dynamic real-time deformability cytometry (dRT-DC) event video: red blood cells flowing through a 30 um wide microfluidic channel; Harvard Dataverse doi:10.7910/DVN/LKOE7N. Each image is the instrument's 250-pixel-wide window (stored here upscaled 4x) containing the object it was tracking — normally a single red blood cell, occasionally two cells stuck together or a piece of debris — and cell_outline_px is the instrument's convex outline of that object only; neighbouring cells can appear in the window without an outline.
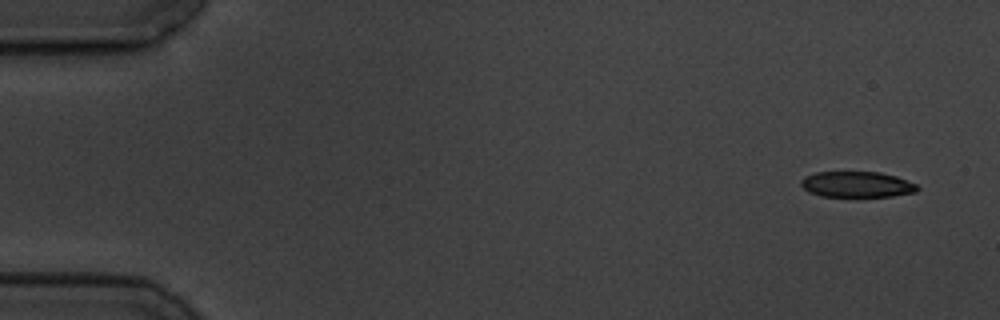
{"species": "common noctule bat (a hibernating species)", "species_latin": "Nyctalus noctula", "temperature_condition": "cold", "stored_images_in_passage": 4, "camera_frame_rate_fps": 3000, "um_per_image_px": 0.085, "animal": {"sex": "male", "body_mass_g": 19.5, "forearm_length_mm": 54.6}, "frame": {"image": 1, "passage_image": 1, "time_ms": 0.0, "image_size_px": [1000, 320], "cell_outline_px": [[920, 188], [916, 192], [892, 196], [820, 196], [808, 192], [800, 184], [800, 180], [804, 176], [816, 172], [880, 172], [896, 176], [916, 184]], "centroid_in_image_um": [72.81, 15.67], "position_along_channel_um": 12.2, "area_um2": 17.51}}
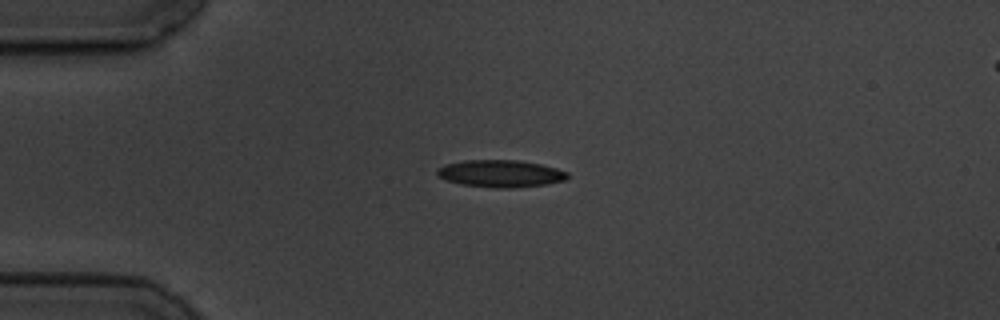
{"frame": {"image": 2, "passage_image": 4, "time_ms": 3.667, "image_size_px": [1000, 320], "cell_outline_px": [[568, 176], [564, 180], [548, 184], [516, 188], [496, 188], [460, 184], [448, 180], [440, 176], [436, 172], [436, 168], [444, 164], [464, 160], [520, 160], [540, 164], [556, 168], [568, 172]], "centroid_in_image_um": [42.55, 14.75], "position_along_channel_um": 42.5, "area_um2": 20.75}}